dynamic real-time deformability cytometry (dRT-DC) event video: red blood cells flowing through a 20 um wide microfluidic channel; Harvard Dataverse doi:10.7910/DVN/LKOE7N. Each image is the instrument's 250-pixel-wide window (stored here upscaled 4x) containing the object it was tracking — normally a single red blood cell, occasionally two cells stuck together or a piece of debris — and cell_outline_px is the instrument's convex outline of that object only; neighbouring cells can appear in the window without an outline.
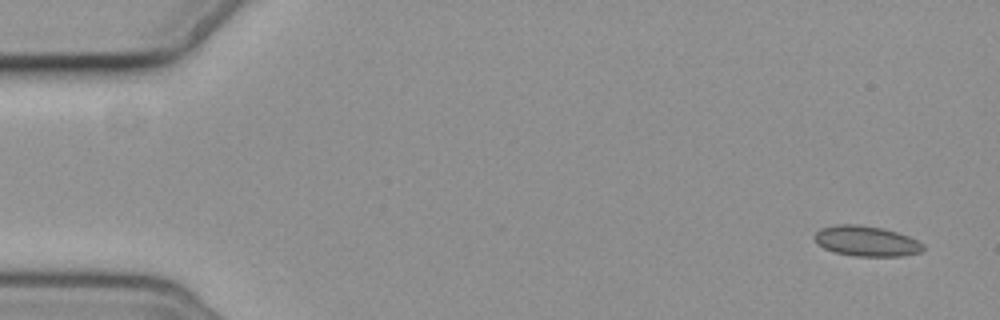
{"species": "common noctule bat (a hibernating species)", "species_latin": "Nyctalus noctula", "temperature_condition": "cold", "stored_images_in_passage": 4, "camera_frame_rate_fps": 3000, "um_per_image_px": 0.085, "animal": {"sex": "female", "body_mass_g": 19.3, "forearm_length_mm": 54.1}, "frame": {"image": 1, "passage_image": 1, "time_ms": 0.0, "image_size_px": [1000, 320], "cell_outline_px": [[924, 248], [920, 252], [900, 256], [856, 256], [836, 252], [824, 248], [816, 244], [812, 236], [820, 228], [836, 224], [856, 224], [884, 228], [908, 236], [924, 244]], "centroid_in_image_um": [73.59, 20.48], "position_along_channel_um": 11.4, "area_um2": 19.25}}
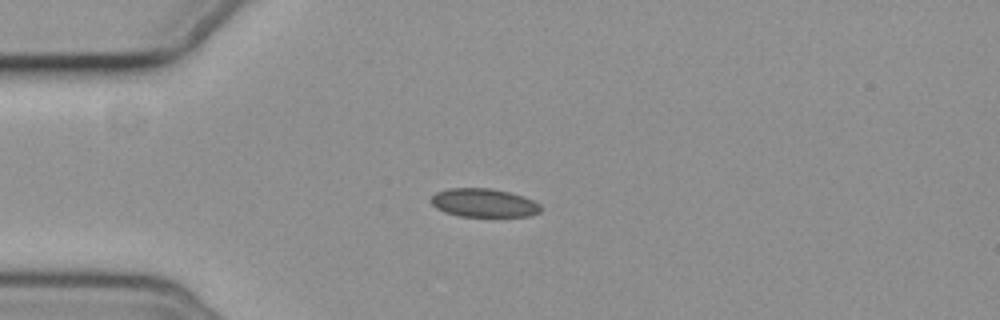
{"frame": {"image": 2, "passage_image": 4, "time_ms": 4.0, "image_size_px": [1000, 320], "cell_outline_px": [[544, 208], [540, 212], [528, 216], [460, 216], [444, 212], [436, 208], [432, 204], [432, 196], [436, 192], [448, 188], [488, 188], [508, 192], [524, 196], [540, 204]], "centroid_in_image_um": [41.14, 17.24], "position_along_channel_um": 43.9, "area_um2": 18.21}}